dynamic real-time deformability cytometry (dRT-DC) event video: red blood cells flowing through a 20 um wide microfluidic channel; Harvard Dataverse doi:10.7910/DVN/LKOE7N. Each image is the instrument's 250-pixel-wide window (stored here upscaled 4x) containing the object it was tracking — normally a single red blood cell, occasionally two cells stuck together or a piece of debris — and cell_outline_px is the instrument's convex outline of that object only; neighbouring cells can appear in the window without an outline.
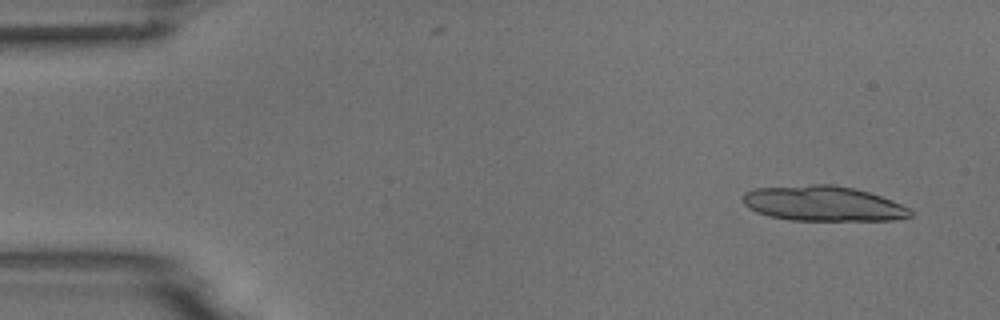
{"species": "common noctule bat (a hibernating species)", "species_latin": "Nyctalus noctula", "temperature_condition": "room temperature", "stored_images_in_passage": 8, "camera_frame_rate_fps": 3000, "um_per_image_px": 0.085, "animal": {"sex": "male", "body_mass_g": 18.8}, "frame": {"image": 1, "passage_image": 1, "time_ms": 0.0, "image_size_px": [1000, 320], "cell_outline_px": [[912, 216], [896, 220], [788, 220], [768, 216], [756, 212], [748, 208], [740, 200], [740, 196], [744, 192], [756, 188], [812, 184], [832, 184], [852, 188], [868, 192], [880, 196], [900, 204], [908, 208], [912, 212]], "centroid_in_image_um": [69.89, 17.3], "position_along_channel_um": 15.1, "area_um2": 34.39}}
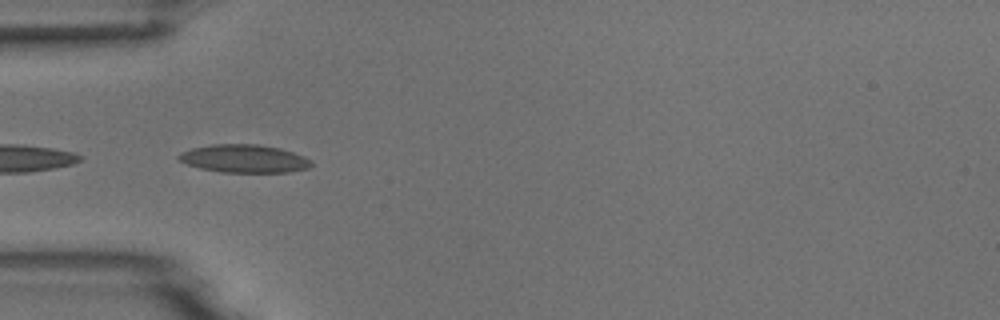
{"frame": {"image": 2, "passage_image": 4, "time_ms": 4.333, "image_size_px": [1000, 320], "cell_outline_px": [[312, 164], [308, 168], [288, 172], [220, 172], [200, 168], [188, 164], [180, 160], [176, 156], [180, 152], [192, 148], [212, 144], [260, 144], [280, 148], [304, 156], [312, 160]], "centroid_in_image_um": [20.75, 13.48], "position_along_channel_um": 64.2, "area_um2": 21.68}}